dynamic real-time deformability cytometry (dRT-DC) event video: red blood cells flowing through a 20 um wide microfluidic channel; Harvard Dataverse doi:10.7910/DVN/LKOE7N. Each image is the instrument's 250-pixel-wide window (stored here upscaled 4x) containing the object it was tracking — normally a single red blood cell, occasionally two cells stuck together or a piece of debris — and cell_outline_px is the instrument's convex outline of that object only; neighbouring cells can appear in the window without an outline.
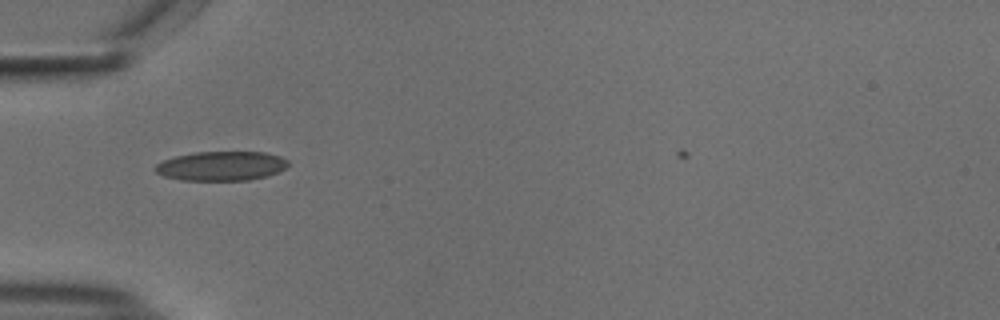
{"species": "common noctule bat (a hibernating species)", "species_latin": "Nyctalus noctula", "temperature_condition": "cold", "stored_images_in_passage": 33, "camera_frame_rate_fps": 3000, "um_per_image_px": 0.085, "animal": {"sex": "male", "body_mass_g": 18.8}, "frame": {"image": 1, "passage_image": 1, "time_ms": 0.0, "image_size_px": [1000, 320], "cell_outline_px": [[288, 164], [280, 172], [248, 180], [180, 180], [164, 176], [156, 172], [152, 168], [156, 164], [164, 160], [176, 156], [196, 152], [264, 152], [280, 156], [288, 160]], "centroid_in_image_um": [18.79, 14.11], "position_along_channel_um": 66.2, "area_um2": 22.66}}
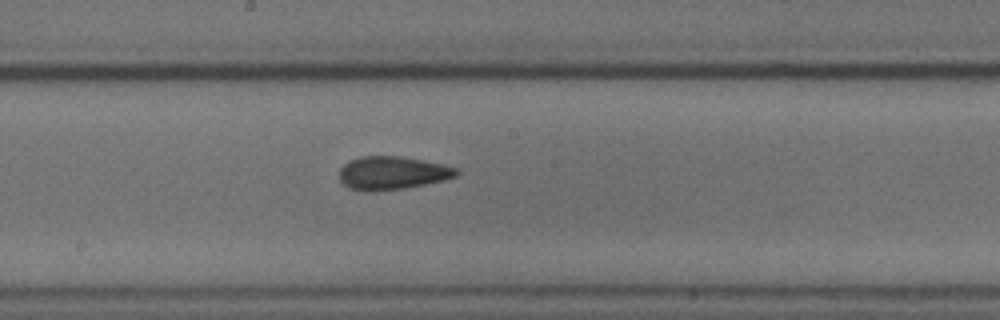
{"frame": {"image": 2, "passage_image": 13, "time_ms": 4.0, "image_size_px": [1000, 320], "cell_outline_px": [[460, 172], [456, 176], [444, 180], [404, 188], [372, 192], [368, 192], [348, 188], [340, 180], [340, 168], [344, 164], [360, 156], [400, 156], [444, 164], [460, 168]], "centroid_in_image_um": [33.37, 14.7], "position_along_channel_um": 214.8, "area_um2": 22.77}}
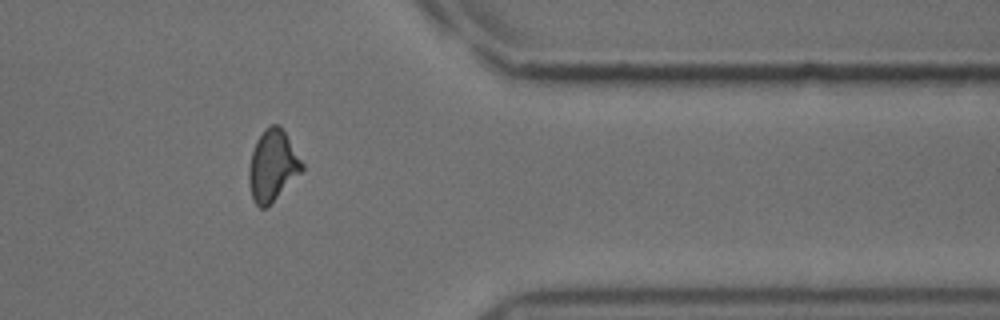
{"frame": {"image": 3, "passage_image": 28, "time_ms": 9.0, "image_size_px": [1000, 320], "cell_outline_px": [[304, 168], [264, 208], [260, 208], [252, 200], [248, 180], [248, 168], [252, 152], [256, 140], [264, 128], [272, 124], [276, 124], [284, 132], [304, 164]], "centroid_in_image_um": [23.12, 14.05], "position_along_channel_um": 388.3, "area_um2": 21.39}}